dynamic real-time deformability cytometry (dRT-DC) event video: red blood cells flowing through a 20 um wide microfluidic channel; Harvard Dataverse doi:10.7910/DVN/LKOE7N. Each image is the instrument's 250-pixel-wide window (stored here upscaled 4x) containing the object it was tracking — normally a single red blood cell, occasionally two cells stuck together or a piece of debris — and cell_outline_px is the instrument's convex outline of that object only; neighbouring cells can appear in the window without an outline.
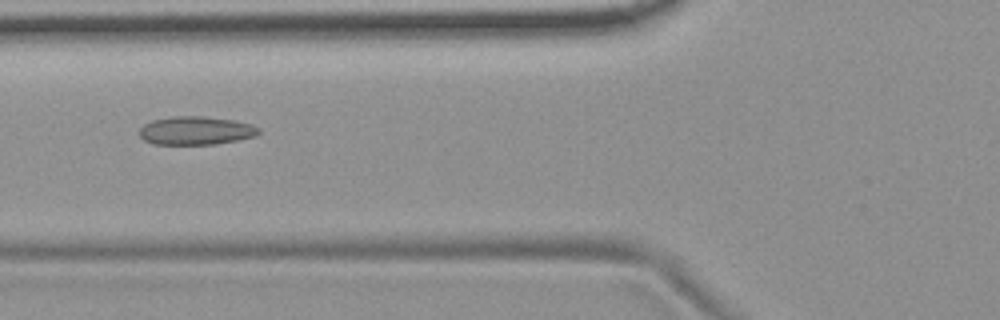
{"species": "common noctule bat (a hibernating species)", "species_latin": "Nyctalus noctula", "temperature_condition": "room temperature", "stored_images_in_passage": 36, "camera_frame_rate_fps": 3000, "um_per_image_px": 0.085, "animal": {"sex": "female", "body_mass_g": 19.9}, "frame": {"image": 1, "passage_image": 8, "time_ms": 2.333, "image_size_px": [1000, 320], "cell_outline_px": [[260, 132], [256, 136], [216, 144], [152, 144], [144, 140], [140, 136], [140, 128], [144, 124], [152, 120], [172, 116], [204, 116], [236, 120], [252, 124], [260, 128]], "centroid_in_image_um": [16.67, 11.09], "position_along_channel_um": 109.1, "area_um2": 19.88}}
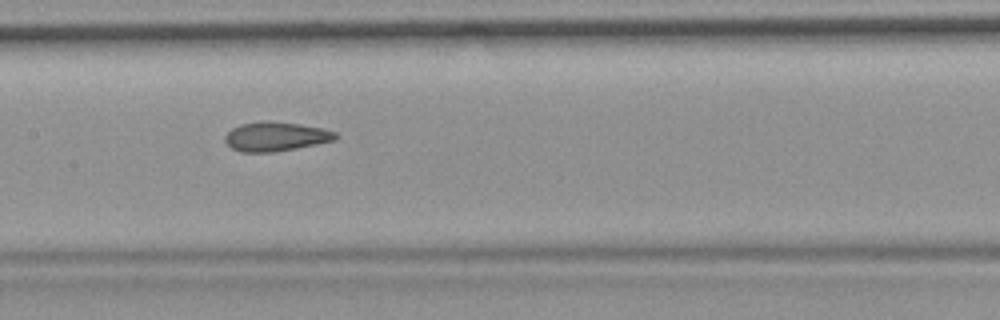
{"frame": {"image": 2, "passage_image": 14, "time_ms": 4.333, "image_size_px": [1000, 320], "cell_outline_px": [[340, 136], [336, 140], [276, 152], [240, 152], [232, 148], [224, 140], [224, 136], [232, 128], [240, 124], [300, 124], [324, 128], [336, 132]], "centroid_in_image_um": [23.49, 11.65], "position_along_channel_um": 183.9, "area_um2": 18.15}}
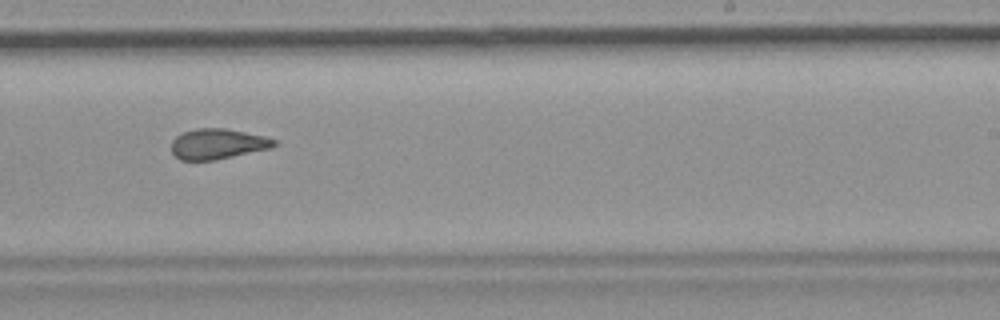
{"frame": {"image": 3, "passage_image": 21, "time_ms": 6.667, "image_size_px": [1000, 320], "cell_outline_px": [[276, 144], [272, 148], [216, 160], [180, 160], [172, 152], [172, 140], [176, 136], [184, 132], [196, 128], [224, 128], [264, 136], [276, 140]], "centroid_in_image_um": [18.5, 12.24], "position_along_channel_um": 270.5, "area_um2": 18.15}, "authors_computed_cell_mechanics": {"area_um2": 18.8717, "velocity_mm_per_s": 3.7319, "shape_relaxation_time_tau1_ms": null, "shape_relaxation_time_tau2_ms": 2.1027, "deformation_change_tau1": null, "deformation_change_tau2": 0.0921}}